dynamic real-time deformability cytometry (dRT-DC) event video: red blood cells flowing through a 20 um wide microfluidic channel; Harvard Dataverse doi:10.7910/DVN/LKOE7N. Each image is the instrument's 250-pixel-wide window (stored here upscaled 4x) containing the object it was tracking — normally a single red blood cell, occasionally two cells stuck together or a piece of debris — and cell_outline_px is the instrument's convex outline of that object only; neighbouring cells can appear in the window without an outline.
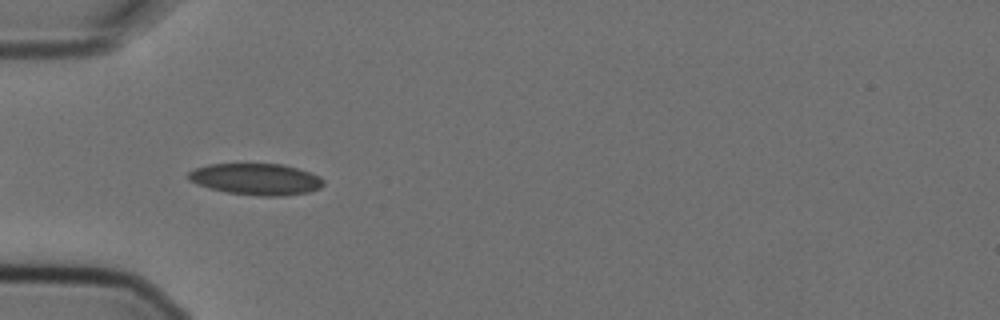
{"species": "Egyptian fruit bat (a non-hibernating species)", "species_latin": "Rousettus aegyptiacus", "temperature_condition": "cold", "stored_images_in_passage": 4, "camera_frame_rate_fps": 3000, "um_per_image_px": 0.085, "animal": {"sex": "female"}, "frame": {"image": 1, "passage_image": 4, "time_ms": 1.0, "image_size_px": [1000, 320], "cell_outline_px": [[324, 184], [320, 188], [308, 192], [280, 196], [260, 196], [228, 192], [208, 188], [196, 184], [188, 180], [188, 172], [196, 168], [208, 164], [280, 164], [296, 168], [320, 176], [324, 180]], "centroid_in_image_um": [21.75, 15.23], "position_along_channel_um": 63.3, "area_um2": 24.68}}